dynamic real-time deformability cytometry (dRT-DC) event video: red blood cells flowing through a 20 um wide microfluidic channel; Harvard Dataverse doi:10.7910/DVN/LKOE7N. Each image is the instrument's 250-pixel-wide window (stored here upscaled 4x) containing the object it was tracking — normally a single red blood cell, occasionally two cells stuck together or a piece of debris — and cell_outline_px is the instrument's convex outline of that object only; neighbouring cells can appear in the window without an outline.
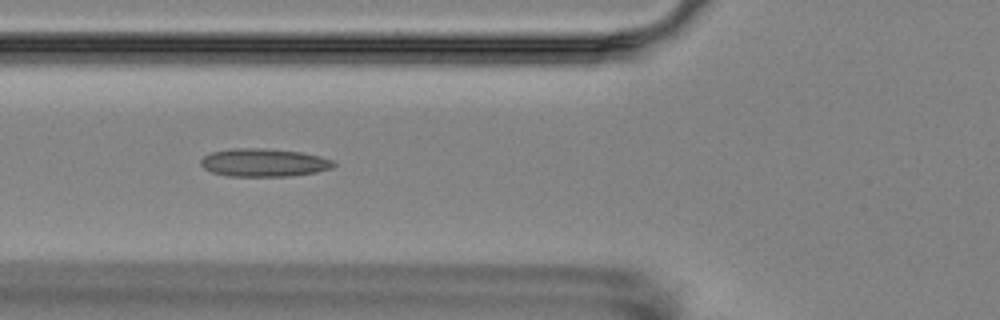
{"species": "Egyptian fruit bat (a non-hibernating species)", "species_latin": "Rousettus aegyptiacus", "temperature_condition": "room temperature", "stored_images_in_passage": 9, "camera_frame_rate_fps": 3000, "um_per_image_px": 0.085, "animal": {"sex": "female"}, "frame": {"image": 1, "passage_image": 6, "time_ms": 5.667, "image_size_px": [1000, 320], "cell_outline_px": [[336, 164], [332, 168], [316, 172], [288, 176], [228, 176], [212, 172], [204, 168], [200, 164], [200, 160], [204, 156], [212, 152], [232, 148], [264, 148], [300, 152], [320, 156], [332, 160]], "centroid_in_image_um": [22.41, 13.82], "position_along_channel_um": 103.4, "area_um2": 21.68}}
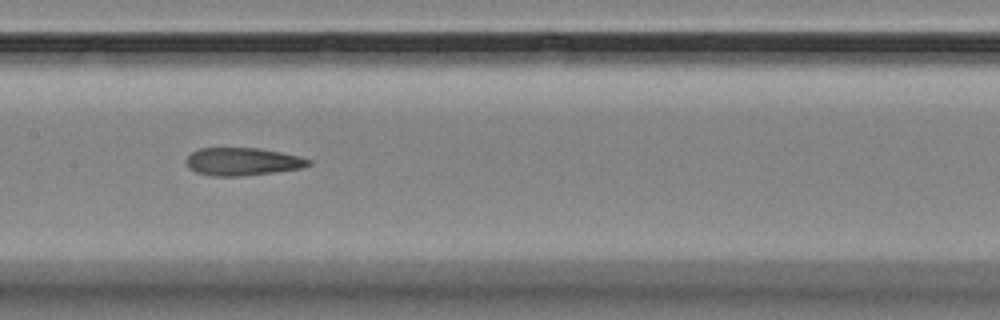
{"frame": {"image": 2, "passage_image": 8, "time_ms": 8.0, "image_size_px": [1000, 320], "cell_outline_px": [[312, 164], [300, 168], [272, 172], [240, 176], [212, 176], [196, 172], [188, 168], [184, 160], [192, 152], [200, 148], [260, 148], [300, 156], [312, 160]], "centroid_in_image_um": [20.59, 13.73], "position_along_channel_um": 186.8, "area_um2": 19.83}}
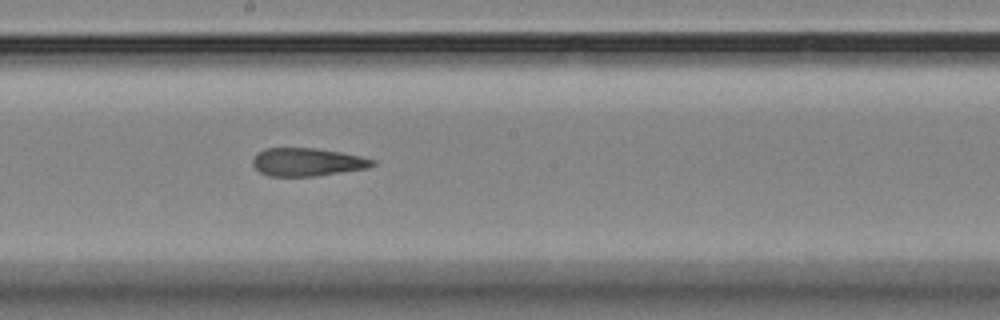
{"frame": {"image": 3, "passage_image": 9, "time_ms": 9.0, "image_size_px": [1000, 320], "cell_outline_px": [[376, 164], [368, 168], [316, 176], [268, 176], [260, 172], [252, 164], [252, 160], [260, 152], [268, 148], [312, 148], [340, 152], [360, 156], [376, 160]], "centroid_in_image_um": [26.14, 13.78], "position_along_channel_um": 222.1, "area_um2": 19.42}}